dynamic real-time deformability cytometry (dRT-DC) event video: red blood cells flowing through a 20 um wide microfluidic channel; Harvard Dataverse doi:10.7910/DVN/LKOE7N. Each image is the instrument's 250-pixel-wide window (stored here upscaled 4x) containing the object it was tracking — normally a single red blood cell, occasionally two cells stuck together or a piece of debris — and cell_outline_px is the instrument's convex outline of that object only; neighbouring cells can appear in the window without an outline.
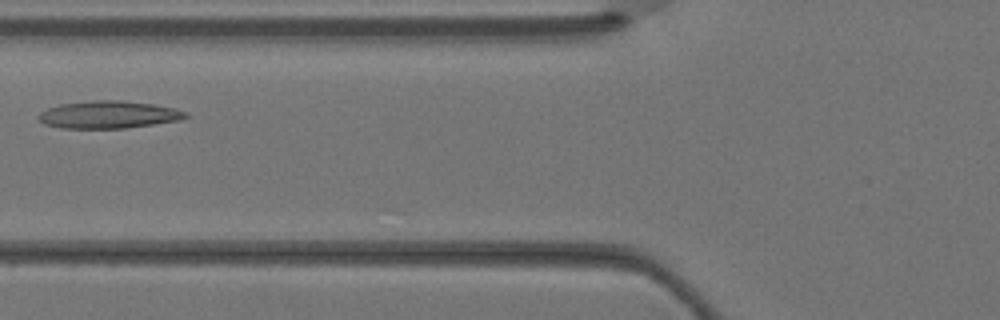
{"species": "Egyptian fruit bat (a non-hibernating species)", "species_latin": "Rousettus aegyptiacus", "temperature_condition": "warm", "stored_images_in_passage": 3, "camera_frame_rate_fps": 3000, "um_per_image_px": 0.085, "animal": {"sex": "female"}, "frame": {"image": 1, "passage_image": 3, "time_ms": 0.667, "image_size_px": [1000, 320], "cell_outline_px": [[188, 116], [180, 120], [124, 128], [60, 128], [44, 124], [36, 116], [40, 112], [48, 108], [60, 104], [92, 100], [120, 100], [152, 104], [172, 108], [188, 112]], "centroid_in_image_um": [9.19, 9.74], "position_along_channel_um": 116.6, "area_um2": 23.41}}